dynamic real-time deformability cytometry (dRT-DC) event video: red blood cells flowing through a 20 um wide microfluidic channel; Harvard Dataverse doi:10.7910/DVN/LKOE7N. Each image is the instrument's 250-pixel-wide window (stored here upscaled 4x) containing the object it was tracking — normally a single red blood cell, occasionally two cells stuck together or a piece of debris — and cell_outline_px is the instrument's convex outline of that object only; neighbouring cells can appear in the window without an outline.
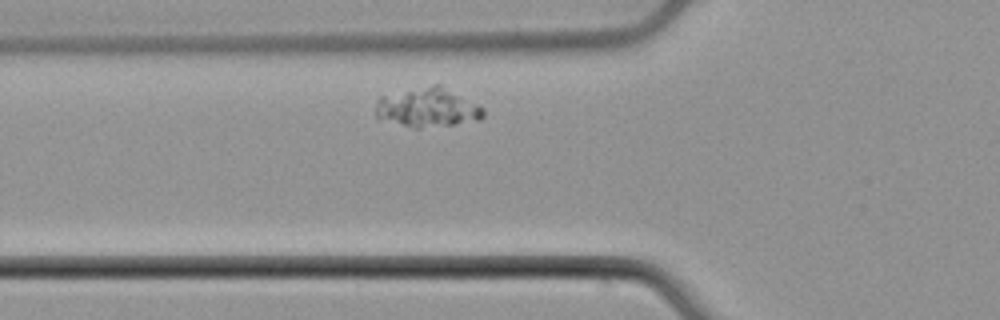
{"species": "common noctule bat (a hibernating species)", "species_latin": "Nyctalus noctula", "temperature_condition": "cold", "stored_images_in_passage": 26, "camera_frame_rate_fps": 3000, "um_per_image_px": 0.085, "animal": {"sex": "male", "body_mass_g": 21.5, "forearm_length_mm": 52.0}, "frame": {"image": 1, "passage_image": 2, "time_ms": 0.333, "image_size_px": [1000, 320], "cell_outline_px": [[484, 116], [480, 120], [452, 124], [420, 128], [412, 128], [376, 120], [372, 112], [376, 100], [380, 96], [432, 84], [440, 84], [484, 108]], "centroid_in_image_um": [36.23, 9.16], "position_along_channel_um": 89.6, "area_um2": 25.14}}
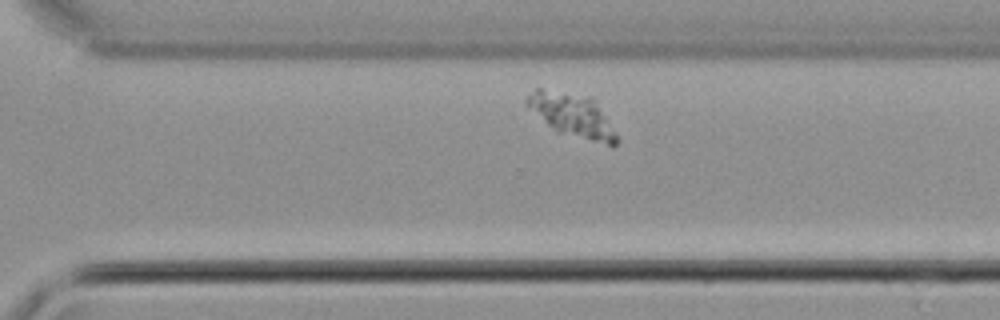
{"frame": {"image": 2, "passage_image": 21, "time_ms": 6.667, "image_size_px": [1000, 320], "cell_outline_px": [[620, 140], [612, 148], [556, 132], [524, 104], [524, 100], [536, 88], [540, 88], [592, 96], [596, 100], [616, 132]], "centroid_in_image_um": [48.7, 9.83], "position_along_channel_um": 321.9, "area_um2": 23.47}}
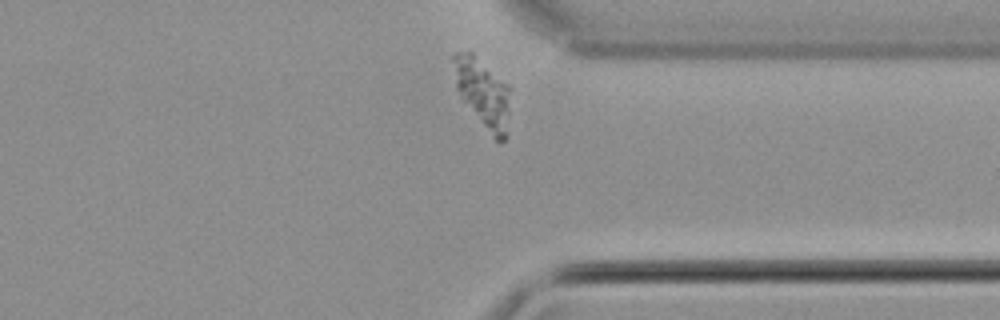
{"frame": {"image": 3, "passage_image": 25, "time_ms": 8.0, "image_size_px": [1000, 320], "cell_outline_px": [[512, 88], [508, 136], [500, 144], [492, 136], [464, 100], [456, 88], [452, 60], [452, 56], [456, 52], [472, 52], [508, 84]], "centroid_in_image_um": [41.12, 7.92], "position_along_channel_um": 370.3, "area_um2": 23.12}}